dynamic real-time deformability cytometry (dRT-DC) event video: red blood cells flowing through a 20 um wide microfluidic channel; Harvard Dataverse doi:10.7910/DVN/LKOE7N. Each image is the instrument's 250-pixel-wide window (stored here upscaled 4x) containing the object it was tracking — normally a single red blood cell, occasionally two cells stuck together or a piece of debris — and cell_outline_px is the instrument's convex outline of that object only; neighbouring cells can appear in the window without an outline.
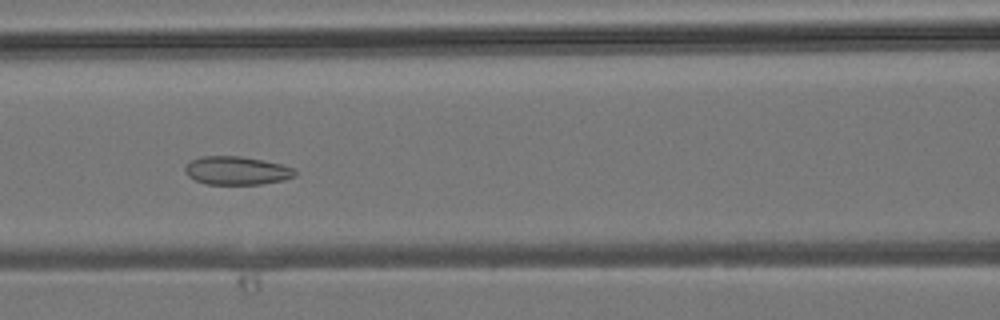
{"species": "common noctule bat (a hibernating species)", "species_latin": "Nyctalus noctula", "temperature_condition": "room temperature", "stored_images_in_passage": 46, "camera_frame_rate_fps": 3000, "um_per_image_px": 0.085, "animal": {"sex": "male", "body_mass_g": 19.2, "forearm_length_mm": 51.8}, "frame": {"image": 1, "passage_image": 20, "time_ms": 6.333, "image_size_px": [1000, 320], "cell_outline_px": [[296, 176], [284, 180], [260, 184], [204, 184], [188, 176], [184, 168], [192, 160], [200, 156], [240, 156], [264, 160], [280, 164], [292, 168], [296, 172]], "centroid_in_image_um": [20.12, 14.5], "position_along_channel_um": 146.5, "area_um2": 18.09}}
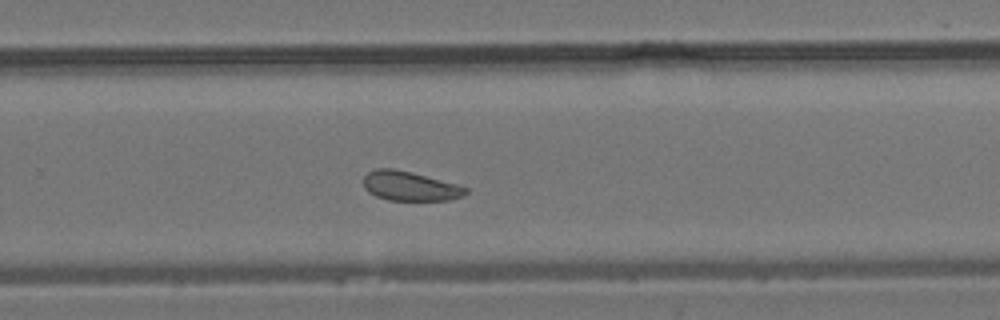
{"frame": {"image": 2, "passage_image": 30, "time_ms": 9.667, "image_size_px": [1000, 320], "cell_outline_px": [[468, 192], [464, 196], [448, 200], [388, 200], [376, 196], [368, 192], [364, 188], [364, 176], [368, 172], [376, 168], [392, 168], [412, 172], [456, 184], [468, 188]], "centroid_in_image_um": [34.83, 15.82], "position_along_channel_um": 295.0, "area_um2": 17.51}}
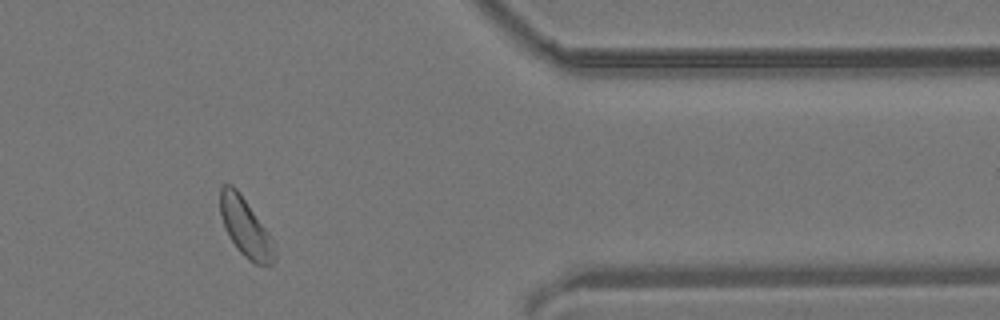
{"frame": {"image": 3, "passage_image": 38, "time_ms": 12.333, "image_size_px": [1000, 320], "cell_outline_px": [[276, 260], [272, 264], [256, 264], [248, 260], [236, 248], [228, 236], [224, 228], [220, 212], [220, 188], [224, 184], [232, 184], [240, 192], [268, 232], [272, 240], [276, 256]], "centroid_in_image_um": [20.84, 19.33], "position_along_channel_um": 390.6, "area_um2": 18.55}}